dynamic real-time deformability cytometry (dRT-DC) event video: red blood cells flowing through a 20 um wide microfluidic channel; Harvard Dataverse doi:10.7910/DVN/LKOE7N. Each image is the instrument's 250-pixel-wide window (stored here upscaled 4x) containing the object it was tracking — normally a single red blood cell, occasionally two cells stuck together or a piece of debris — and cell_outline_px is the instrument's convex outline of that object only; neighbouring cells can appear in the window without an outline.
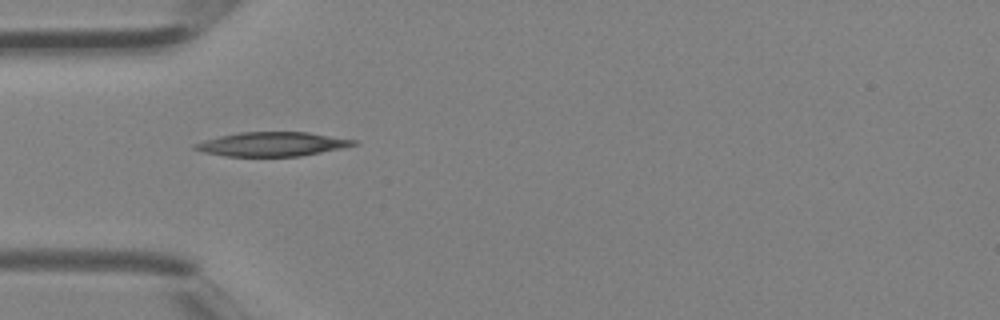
{"species": "Egyptian fruit bat (a non-hibernating species)", "species_latin": "Rousettus aegyptiacus", "temperature_condition": "room temperature", "stored_images_in_passage": 1, "camera_frame_rate_fps": 3000, "um_per_image_px": 0.085, "animal": {"sex": "female"}, "frame": {"image": 1, "passage_image": 1, "time_ms": 0.0, "image_size_px": [1000, 320], "cell_outline_px": [[356, 144], [340, 148], [300, 156], [224, 156], [204, 152], [192, 148], [192, 144], [204, 140], [220, 136], [240, 132], [308, 132], [356, 140]], "centroid_in_image_um": [23.07, 12.25], "position_along_channel_um": 61.9, "area_um2": 22.08}}